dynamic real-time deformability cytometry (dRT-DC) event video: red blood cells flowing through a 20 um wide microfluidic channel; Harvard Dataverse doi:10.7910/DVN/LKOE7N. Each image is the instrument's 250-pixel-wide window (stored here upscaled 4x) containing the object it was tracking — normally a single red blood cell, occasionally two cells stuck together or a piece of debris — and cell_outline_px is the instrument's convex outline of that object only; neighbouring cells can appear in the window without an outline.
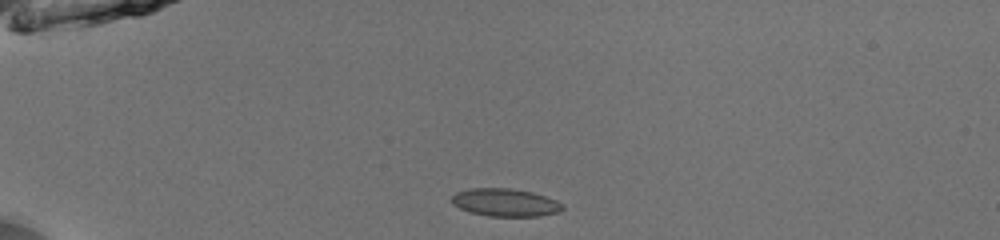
{"species": "common noctule bat (a hibernating species)", "species_latin": "Nyctalus noctula", "temperature_condition": "room temperature", "stored_images_in_passage": 39, "camera_frame_rate_fps": 3000, "um_per_image_px": 0.085, "animal": {"sex": "male", "body_mass_g": 13.0, "forearm_length_mm": 53.1}, "frame": {"image": 1, "passage_image": 1, "time_ms": 0.0, "image_size_px": [1000, 240], "cell_outline_px": [[564, 208], [560, 212], [540, 216], [488, 216], [468, 212], [452, 204], [452, 196], [456, 192], [468, 188], [512, 188], [532, 192], [556, 200], [564, 204]], "centroid_in_image_um": [42.95, 17.21], "position_along_channel_um": 42.1, "area_um2": 18.15}}
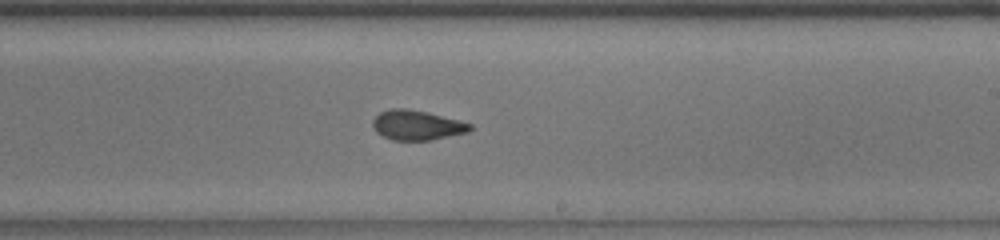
{"frame": {"image": 2, "passage_image": 20, "time_ms": 6.333, "image_size_px": [1000, 240], "cell_outline_px": [[472, 128], [468, 132], [432, 140], [392, 140], [376, 132], [372, 124], [372, 120], [380, 112], [388, 108], [404, 108], [428, 112], [460, 120], [472, 124]], "centroid_in_image_um": [35.44, 10.63], "position_along_channel_um": 253.6, "area_um2": 16.99}}
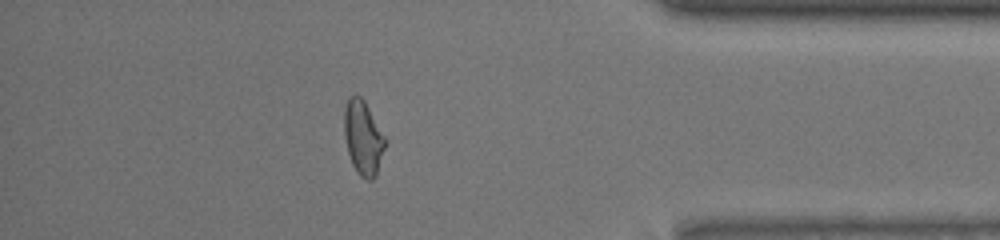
{"frame": {"image": 3, "passage_image": 33, "time_ms": 10.667, "image_size_px": [1000, 240], "cell_outline_px": [[388, 140], [376, 176], [372, 180], [368, 180], [360, 176], [356, 172], [352, 164], [348, 152], [344, 136], [344, 108], [348, 96], [360, 96], [364, 100]], "centroid_in_image_um": [30.88, 11.72], "position_along_channel_um": 404.3, "area_um2": 18.03}, "authors_computed_cell_mechanics": {"area_um2": 17.4556, "velocity_mm_per_s": 3.9921, "shape_relaxation_time_tau1_ms": 8.9111, "shape_relaxation_time_tau2_ms": 1.0642, "deformation_change_tau1": 0.1769, "deformation_change_tau2": 0.0466}}